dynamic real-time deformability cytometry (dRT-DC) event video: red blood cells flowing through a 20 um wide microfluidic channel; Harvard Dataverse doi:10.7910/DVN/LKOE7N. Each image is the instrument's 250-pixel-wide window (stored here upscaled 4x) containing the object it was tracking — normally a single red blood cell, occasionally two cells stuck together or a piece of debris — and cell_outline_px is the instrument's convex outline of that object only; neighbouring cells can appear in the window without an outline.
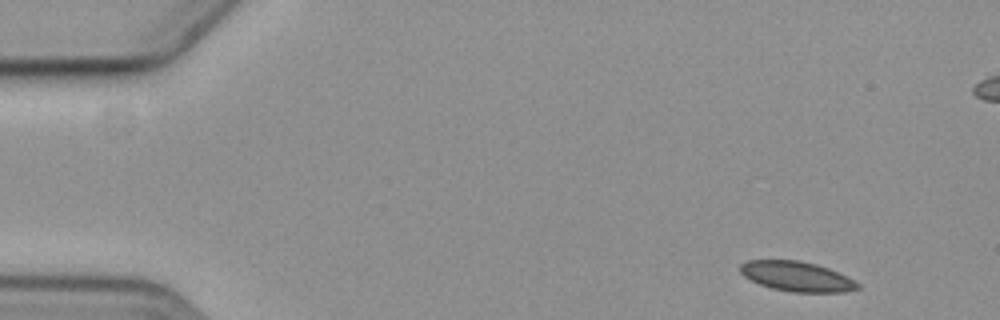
{"species": "common noctule bat (a hibernating species)", "species_latin": "Nyctalus noctula", "temperature_condition": "cold", "stored_images_in_passage": 6, "segment_of_instrument_passage": [2, 2], "camera_frame_rate_fps": 3000, "um_per_image_px": 0.085, "animal": {"sex": "female", "body_mass_g": 19.3, "forearm_length_mm": 54.1}, "frame": {"image": 1, "passage_image": 6, "time_ms": 6.667, "image_size_px": [1000, 320], "cell_outline_px": [[860, 288], [844, 292], [792, 292], [772, 288], [760, 284], [744, 276], [740, 272], [740, 264], [748, 260], [800, 260], [816, 264], [828, 268], [848, 276], [856, 280], [860, 284]], "centroid_in_image_um": [67.76, 23.49], "position_along_channel_um": 17.2, "area_um2": 20.52}}